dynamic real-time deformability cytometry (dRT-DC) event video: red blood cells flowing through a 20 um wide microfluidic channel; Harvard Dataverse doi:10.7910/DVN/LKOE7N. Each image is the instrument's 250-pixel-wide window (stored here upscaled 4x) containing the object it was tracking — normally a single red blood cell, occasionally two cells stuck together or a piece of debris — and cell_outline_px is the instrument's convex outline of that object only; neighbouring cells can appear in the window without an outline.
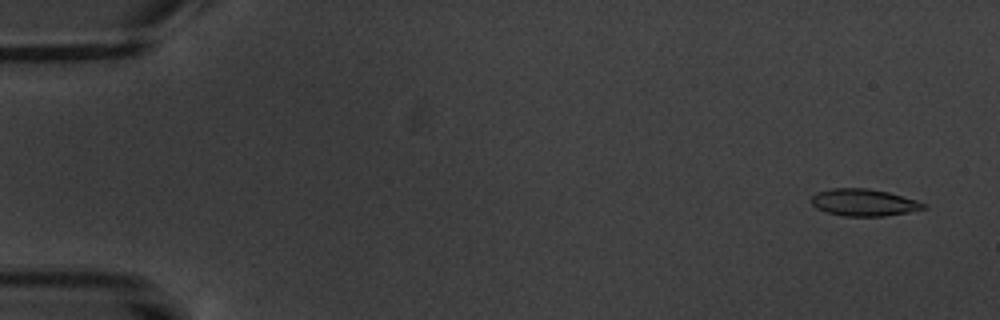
{"species": "common noctule bat (a hibernating species)", "species_latin": "Nyctalus noctula", "temperature_condition": "warm", "stored_images_in_passage": 6, "camera_frame_rate_fps": 3000, "um_per_image_px": 0.085, "animal": {"sex": "male", "body_mass_g": 20.1, "forearm_length_mm": 53.5}, "frame": {"image": 1, "passage_image": 1, "time_ms": 0.0, "image_size_px": [1000, 320], "cell_outline_px": [[928, 208], [908, 212], [884, 216], [844, 216], [828, 212], [816, 208], [812, 204], [812, 196], [816, 192], [832, 188], [868, 188], [888, 192], [916, 200], [928, 204]], "centroid_in_image_um": [73.45, 17.21], "position_along_channel_um": 11.6, "area_um2": 17.69}}
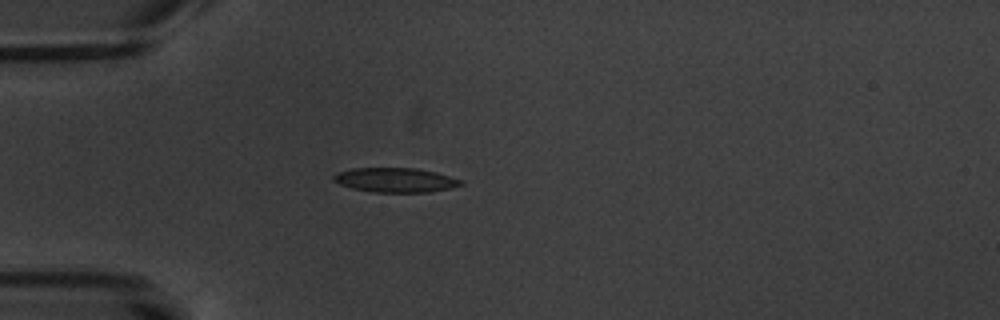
{"frame": {"image": 2, "passage_image": 5, "time_ms": 4.667, "image_size_px": [1000, 320], "cell_outline_px": [[464, 184], [452, 188], [428, 192], [372, 192], [352, 188], [340, 184], [332, 180], [332, 176], [336, 172], [352, 168], [416, 168], [436, 172], [464, 180]], "centroid_in_image_um": [33.62, 15.3], "position_along_channel_um": 51.4, "area_um2": 18.32}}